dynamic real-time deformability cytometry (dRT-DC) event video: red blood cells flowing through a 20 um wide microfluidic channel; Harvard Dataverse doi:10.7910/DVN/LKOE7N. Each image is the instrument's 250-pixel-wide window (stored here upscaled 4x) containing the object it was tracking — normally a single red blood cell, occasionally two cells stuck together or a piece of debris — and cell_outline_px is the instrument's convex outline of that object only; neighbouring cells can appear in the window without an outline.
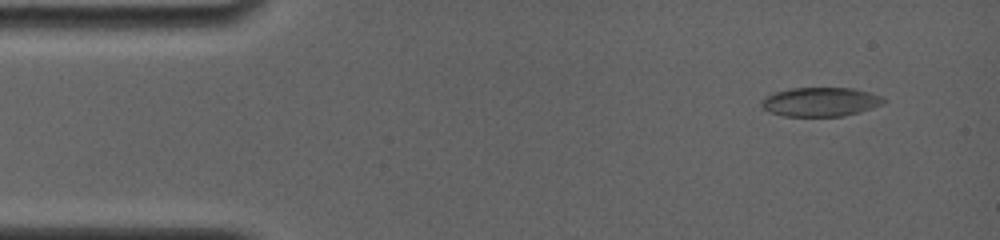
{"species": "common noctule bat (a hibernating species)", "species_latin": "Nyctalus noctula", "temperature_condition": "room temperature", "stored_images_in_passage": 54, "camera_frame_rate_fps": 4000, "um_per_image_px": 0.085, "animal": {"sex": "female", "body_mass_g": 19.0, "forearm_length_mm": 56.7}, "frame": {"image": 1, "passage_image": 4, "time_ms": 1.0, "image_size_px": [1000, 240], "cell_outline_px": [[884, 100], [880, 104], [844, 116], [784, 116], [772, 112], [764, 108], [760, 104], [764, 96], [772, 92], [792, 88], [852, 88], [868, 92], [880, 96]], "centroid_in_image_um": [69.64, 8.65], "position_along_channel_um": 15.4, "area_um2": 20.29}}
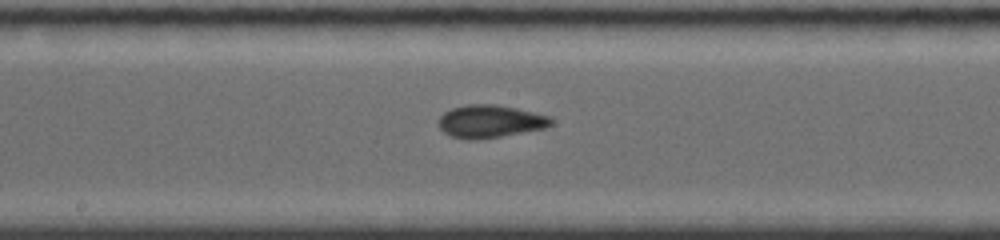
{"frame": {"image": 2, "passage_image": 27, "time_ms": 8.25, "image_size_px": [1000, 240], "cell_outline_px": [[552, 124], [544, 128], [500, 136], [472, 140], [468, 140], [452, 136], [444, 132], [440, 128], [440, 116], [444, 112], [452, 108], [468, 104], [496, 104], [516, 108], [548, 116], [552, 120]], "centroid_in_image_um": [41.64, 10.31], "position_along_channel_um": 206.6, "area_um2": 21.1}}
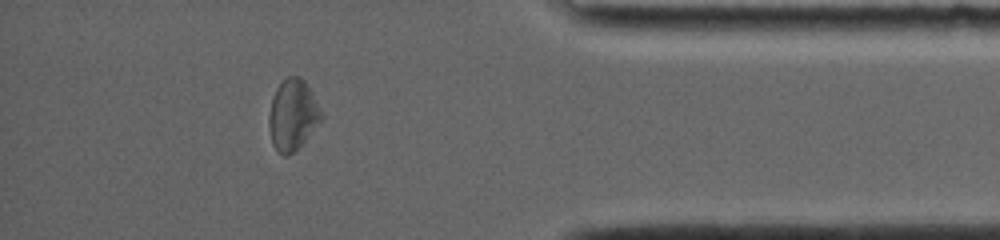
{"frame": {"image": 3, "passage_image": 47, "time_ms": 14.0, "image_size_px": [1000, 240], "cell_outline_px": [[324, 116], [304, 140], [288, 156], [284, 156], [272, 144], [268, 124], [268, 116], [272, 96], [276, 88], [288, 76], [300, 76], [304, 80]], "centroid_in_image_um": [24.84, 9.74], "position_along_channel_um": 410.4, "area_um2": 21.15}, "authors_computed_cell_mechanics": {"area_um2": 20.519, "velocity_mm_per_s": 3.852, "shape_relaxation_time_tau1_ms": null, "shape_relaxation_time_tau2_ms": 2.7394, "deformation_change_tau1": null, "deformation_change_tau2": 0.0751}}